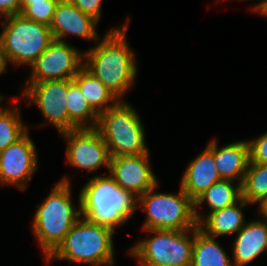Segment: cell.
Masks as SVG:
<instances>
[{
    "label": "cell",
    "instance_id": "obj_7",
    "mask_svg": "<svg viewBox=\"0 0 267 266\" xmlns=\"http://www.w3.org/2000/svg\"><path fill=\"white\" fill-rule=\"evenodd\" d=\"M154 234L136 242L128 254L140 266H191L195 227L188 230H143Z\"/></svg>",
    "mask_w": 267,
    "mask_h": 266
},
{
    "label": "cell",
    "instance_id": "obj_20",
    "mask_svg": "<svg viewBox=\"0 0 267 266\" xmlns=\"http://www.w3.org/2000/svg\"><path fill=\"white\" fill-rule=\"evenodd\" d=\"M73 80L80 87L90 107L98 115L120 101L99 79L84 67L74 76Z\"/></svg>",
    "mask_w": 267,
    "mask_h": 266
},
{
    "label": "cell",
    "instance_id": "obj_5",
    "mask_svg": "<svg viewBox=\"0 0 267 266\" xmlns=\"http://www.w3.org/2000/svg\"><path fill=\"white\" fill-rule=\"evenodd\" d=\"M139 113L124 100L99 115L96 129L108 147L110 157L149 153Z\"/></svg>",
    "mask_w": 267,
    "mask_h": 266
},
{
    "label": "cell",
    "instance_id": "obj_11",
    "mask_svg": "<svg viewBox=\"0 0 267 266\" xmlns=\"http://www.w3.org/2000/svg\"><path fill=\"white\" fill-rule=\"evenodd\" d=\"M22 88L21 97L39 108L45 118L44 126L51 123L59 133L68 131V79L27 83Z\"/></svg>",
    "mask_w": 267,
    "mask_h": 266
},
{
    "label": "cell",
    "instance_id": "obj_4",
    "mask_svg": "<svg viewBox=\"0 0 267 266\" xmlns=\"http://www.w3.org/2000/svg\"><path fill=\"white\" fill-rule=\"evenodd\" d=\"M115 231L107 226L80 217L72 226L60 245L45 259L66 260L77 265H115L113 234Z\"/></svg>",
    "mask_w": 267,
    "mask_h": 266
},
{
    "label": "cell",
    "instance_id": "obj_3",
    "mask_svg": "<svg viewBox=\"0 0 267 266\" xmlns=\"http://www.w3.org/2000/svg\"><path fill=\"white\" fill-rule=\"evenodd\" d=\"M81 216L115 231L134 215L137 198L123 190L110 175L90 178L80 190Z\"/></svg>",
    "mask_w": 267,
    "mask_h": 266
},
{
    "label": "cell",
    "instance_id": "obj_22",
    "mask_svg": "<svg viewBox=\"0 0 267 266\" xmlns=\"http://www.w3.org/2000/svg\"><path fill=\"white\" fill-rule=\"evenodd\" d=\"M232 183V180L224 179L215 182L194 201V213H198L203 202L210 208L208 214L237 203L242 198L241 183Z\"/></svg>",
    "mask_w": 267,
    "mask_h": 266
},
{
    "label": "cell",
    "instance_id": "obj_25",
    "mask_svg": "<svg viewBox=\"0 0 267 266\" xmlns=\"http://www.w3.org/2000/svg\"><path fill=\"white\" fill-rule=\"evenodd\" d=\"M58 1L33 2L21 14L31 21L50 26Z\"/></svg>",
    "mask_w": 267,
    "mask_h": 266
},
{
    "label": "cell",
    "instance_id": "obj_27",
    "mask_svg": "<svg viewBox=\"0 0 267 266\" xmlns=\"http://www.w3.org/2000/svg\"><path fill=\"white\" fill-rule=\"evenodd\" d=\"M80 11L93 17L98 22L101 18L102 0H70Z\"/></svg>",
    "mask_w": 267,
    "mask_h": 266
},
{
    "label": "cell",
    "instance_id": "obj_21",
    "mask_svg": "<svg viewBox=\"0 0 267 266\" xmlns=\"http://www.w3.org/2000/svg\"><path fill=\"white\" fill-rule=\"evenodd\" d=\"M231 259L216 238L195 227L191 266H233Z\"/></svg>",
    "mask_w": 267,
    "mask_h": 266
},
{
    "label": "cell",
    "instance_id": "obj_30",
    "mask_svg": "<svg viewBox=\"0 0 267 266\" xmlns=\"http://www.w3.org/2000/svg\"><path fill=\"white\" fill-rule=\"evenodd\" d=\"M261 217L267 218V197L258 205V210Z\"/></svg>",
    "mask_w": 267,
    "mask_h": 266
},
{
    "label": "cell",
    "instance_id": "obj_9",
    "mask_svg": "<svg viewBox=\"0 0 267 266\" xmlns=\"http://www.w3.org/2000/svg\"><path fill=\"white\" fill-rule=\"evenodd\" d=\"M83 65L84 52L66 41L54 39L30 66L31 73L26 82L73 79Z\"/></svg>",
    "mask_w": 267,
    "mask_h": 266
},
{
    "label": "cell",
    "instance_id": "obj_24",
    "mask_svg": "<svg viewBox=\"0 0 267 266\" xmlns=\"http://www.w3.org/2000/svg\"><path fill=\"white\" fill-rule=\"evenodd\" d=\"M3 102V100H0ZM20 109L15 104L0 106V151L21 139L29 130L22 122Z\"/></svg>",
    "mask_w": 267,
    "mask_h": 266
},
{
    "label": "cell",
    "instance_id": "obj_10",
    "mask_svg": "<svg viewBox=\"0 0 267 266\" xmlns=\"http://www.w3.org/2000/svg\"><path fill=\"white\" fill-rule=\"evenodd\" d=\"M60 134L67 141L66 158L69 165L92 173L103 165L109 170L108 147L96 128H77Z\"/></svg>",
    "mask_w": 267,
    "mask_h": 266
},
{
    "label": "cell",
    "instance_id": "obj_31",
    "mask_svg": "<svg viewBox=\"0 0 267 266\" xmlns=\"http://www.w3.org/2000/svg\"><path fill=\"white\" fill-rule=\"evenodd\" d=\"M222 1V0H220ZM223 1H227V0H223ZM229 1V0H228ZM244 1V0H243ZM248 1V0H246ZM262 1V2H261ZM259 3H257L256 5H254V7L252 8L253 11L260 13L267 5V0H261Z\"/></svg>",
    "mask_w": 267,
    "mask_h": 266
},
{
    "label": "cell",
    "instance_id": "obj_29",
    "mask_svg": "<svg viewBox=\"0 0 267 266\" xmlns=\"http://www.w3.org/2000/svg\"><path fill=\"white\" fill-rule=\"evenodd\" d=\"M7 63H8L7 57L4 54L2 47L0 46V75L7 72L6 71V67L8 65Z\"/></svg>",
    "mask_w": 267,
    "mask_h": 266
},
{
    "label": "cell",
    "instance_id": "obj_34",
    "mask_svg": "<svg viewBox=\"0 0 267 266\" xmlns=\"http://www.w3.org/2000/svg\"><path fill=\"white\" fill-rule=\"evenodd\" d=\"M3 97H4L3 95H0V100H3Z\"/></svg>",
    "mask_w": 267,
    "mask_h": 266
},
{
    "label": "cell",
    "instance_id": "obj_6",
    "mask_svg": "<svg viewBox=\"0 0 267 266\" xmlns=\"http://www.w3.org/2000/svg\"><path fill=\"white\" fill-rule=\"evenodd\" d=\"M0 46L11 65L22 66L32 63L54 40L50 26L15 14L0 21Z\"/></svg>",
    "mask_w": 267,
    "mask_h": 266
},
{
    "label": "cell",
    "instance_id": "obj_14",
    "mask_svg": "<svg viewBox=\"0 0 267 266\" xmlns=\"http://www.w3.org/2000/svg\"><path fill=\"white\" fill-rule=\"evenodd\" d=\"M98 23L93 17L80 11L70 0H59L50 29L56 40L66 41L64 37L71 34L96 43L100 39L96 30Z\"/></svg>",
    "mask_w": 267,
    "mask_h": 266
},
{
    "label": "cell",
    "instance_id": "obj_16",
    "mask_svg": "<svg viewBox=\"0 0 267 266\" xmlns=\"http://www.w3.org/2000/svg\"><path fill=\"white\" fill-rule=\"evenodd\" d=\"M251 220L236 233L233 242V266H245L266 251L267 218Z\"/></svg>",
    "mask_w": 267,
    "mask_h": 266
},
{
    "label": "cell",
    "instance_id": "obj_19",
    "mask_svg": "<svg viewBox=\"0 0 267 266\" xmlns=\"http://www.w3.org/2000/svg\"><path fill=\"white\" fill-rule=\"evenodd\" d=\"M68 131L77 128H96L99 115L90 107L80 87L68 79L67 90Z\"/></svg>",
    "mask_w": 267,
    "mask_h": 266
},
{
    "label": "cell",
    "instance_id": "obj_2",
    "mask_svg": "<svg viewBox=\"0 0 267 266\" xmlns=\"http://www.w3.org/2000/svg\"><path fill=\"white\" fill-rule=\"evenodd\" d=\"M71 185L69 177H63L35 211L32 231L42 249L44 259L60 245L81 217L80 194L77 209L71 200Z\"/></svg>",
    "mask_w": 267,
    "mask_h": 266
},
{
    "label": "cell",
    "instance_id": "obj_8",
    "mask_svg": "<svg viewBox=\"0 0 267 266\" xmlns=\"http://www.w3.org/2000/svg\"><path fill=\"white\" fill-rule=\"evenodd\" d=\"M157 186L137 198V205L146 212L143 230H188L198 226L194 202L180 187L177 194L155 192Z\"/></svg>",
    "mask_w": 267,
    "mask_h": 266
},
{
    "label": "cell",
    "instance_id": "obj_17",
    "mask_svg": "<svg viewBox=\"0 0 267 266\" xmlns=\"http://www.w3.org/2000/svg\"><path fill=\"white\" fill-rule=\"evenodd\" d=\"M213 156L221 179L237 180L242 184L250 162L247 140L234 141L219 148L213 139Z\"/></svg>",
    "mask_w": 267,
    "mask_h": 266
},
{
    "label": "cell",
    "instance_id": "obj_28",
    "mask_svg": "<svg viewBox=\"0 0 267 266\" xmlns=\"http://www.w3.org/2000/svg\"><path fill=\"white\" fill-rule=\"evenodd\" d=\"M15 14H20V0H0V19Z\"/></svg>",
    "mask_w": 267,
    "mask_h": 266
},
{
    "label": "cell",
    "instance_id": "obj_12",
    "mask_svg": "<svg viewBox=\"0 0 267 266\" xmlns=\"http://www.w3.org/2000/svg\"><path fill=\"white\" fill-rule=\"evenodd\" d=\"M37 168V151L29 131L0 151V185L15 186L24 191Z\"/></svg>",
    "mask_w": 267,
    "mask_h": 266
},
{
    "label": "cell",
    "instance_id": "obj_1",
    "mask_svg": "<svg viewBox=\"0 0 267 266\" xmlns=\"http://www.w3.org/2000/svg\"><path fill=\"white\" fill-rule=\"evenodd\" d=\"M117 28H112L102 39L84 52L83 67L99 79L119 100L134 85L137 60L127 42L130 17Z\"/></svg>",
    "mask_w": 267,
    "mask_h": 266
},
{
    "label": "cell",
    "instance_id": "obj_26",
    "mask_svg": "<svg viewBox=\"0 0 267 266\" xmlns=\"http://www.w3.org/2000/svg\"><path fill=\"white\" fill-rule=\"evenodd\" d=\"M247 141L249 144V163L267 164V132L256 139Z\"/></svg>",
    "mask_w": 267,
    "mask_h": 266
},
{
    "label": "cell",
    "instance_id": "obj_23",
    "mask_svg": "<svg viewBox=\"0 0 267 266\" xmlns=\"http://www.w3.org/2000/svg\"><path fill=\"white\" fill-rule=\"evenodd\" d=\"M241 190L248 204L259 205L267 197V164L249 163Z\"/></svg>",
    "mask_w": 267,
    "mask_h": 266
},
{
    "label": "cell",
    "instance_id": "obj_33",
    "mask_svg": "<svg viewBox=\"0 0 267 266\" xmlns=\"http://www.w3.org/2000/svg\"><path fill=\"white\" fill-rule=\"evenodd\" d=\"M259 14L264 15L265 17H267V5Z\"/></svg>",
    "mask_w": 267,
    "mask_h": 266
},
{
    "label": "cell",
    "instance_id": "obj_32",
    "mask_svg": "<svg viewBox=\"0 0 267 266\" xmlns=\"http://www.w3.org/2000/svg\"><path fill=\"white\" fill-rule=\"evenodd\" d=\"M48 1V0H20V14L33 2Z\"/></svg>",
    "mask_w": 267,
    "mask_h": 266
},
{
    "label": "cell",
    "instance_id": "obj_15",
    "mask_svg": "<svg viewBox=\"0 0 267 266\" xmlns=\"http://www.w3.org/2000/svg\"><path fill=\"white\" fill-rule=\"evenodd\" d=\"M222 180L213 156V139L209 141L205 150L188 163L182 174L180 187L194 202L202 193L215 182Z\"/></svg>",
    "mask_w": 267,
    "mask_h": 266
},
{
    "label": "cell",
    "instance_id": "obj_13",
    "mask_svg": "<svg viewBox=\"0 0 267 266\" xmlns=\"http://www.w3.org/2000/svg\"><path fill=\"white\" fill-rule=\"evenodd\" d=\"M109 172L118 186L136 198L159 183L149 153L110 157Z\"/></svg>",
    "mask_w": 267,
    "mask_h": 266
},
{
    "label": "cell",
    "instance_id": "obj_18",
    "mask_svg": "<svg viewBox=\"0 0 267 266\" xmlns=\"http://www.w3.org/2000/svg\"><path fill=\"white\" fill-rule=\"evenodd\" d=\"M251 206L243 198L237 203L220 210L213 211L206 216L200 212L194 213L198 227L210 237L236 234L247 222L243 214V207Z\"/></svg>",
    "mask_w": 267,
    "mask_h": 266
}]
</instances>
